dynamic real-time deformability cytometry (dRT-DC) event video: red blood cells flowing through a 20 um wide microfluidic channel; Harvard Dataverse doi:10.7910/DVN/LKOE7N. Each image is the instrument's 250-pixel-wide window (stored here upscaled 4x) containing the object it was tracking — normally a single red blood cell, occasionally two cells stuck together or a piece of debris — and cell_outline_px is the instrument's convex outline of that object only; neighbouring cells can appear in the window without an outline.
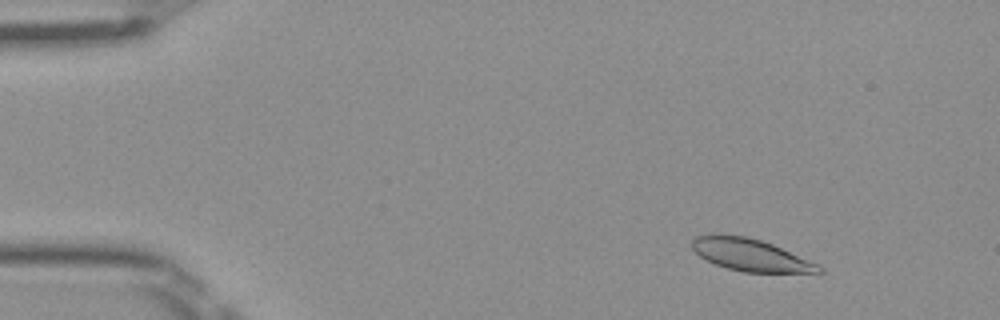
{"species": "Egyptian fruit bat (a non-hibernating species)", "species_latin": "Rousettus aegyptiacus", "temperature_condition": "room temperature", "stored_images_in_passage": 52, "camera_frame_rate_fps": 3000, "um_per_image_px": 0.085, "frame": {"image": 1, "passage_image": 7, "time_ms": 2.0, "image_size_px": [1000, 320], "cell_outline_px": [[824, 272], [744, 272], [728, 268], [716, 264], [700, 256], [692, 248], [692, 240], [696, 236], [712, 232], [716, 232], [748, 236], [772, 244], [820, 264], [824, 268]], "centroid_in_image_um": [63.77, 21.63], "position_along_channel_um": 21.2, "area_um2": 23.99}}
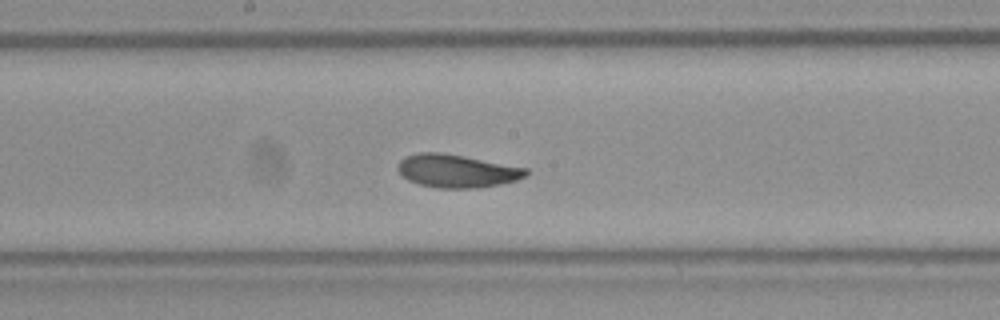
{"frame": {"image": 2, "passage_image": 28, "time_ms": 9.0, "image_size_px": [1000, 320], "cell_outline_px": [[528, 172], [524, 176], [516, 180], [500, 184], [476, 188], [436, 188], [420, 184], [408, 180], [396, 168], [396, 164], [404, 156], [420, 152], [440, 152], [464, 156], [528, 168]], "centroid_in_image_um": [38.79, 14.52], "position_along_channel_um": 209.4, "area_um2": 24.68}}
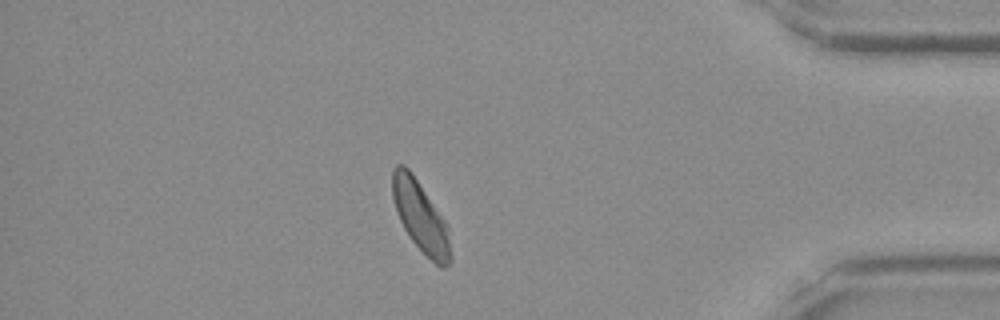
{"frame": {"image": 3, "passage_image": 45, "time_ms": 14.667, "image_size_px": [1000, 320], "cell_outline_px": [[452, 260], [444, 268], [440, 268], [412, 240], [404, 228], [396, 212], [392, 196], [392, 168], [396, 164], [404, 164], [412, 172], [444, 220], [448, 228], [452, 256]], "centroid_in_image_um": [35.74, 18.4], "position_along_channel_um": 399.5, "area_um2": 23.76}, "authors_computed_cell_mechanics": {"area_um2": 24.7384, "velocity_mm_per_s": 3.9891, "shape_relaxation_time_tau1_ms": 3.367, "shape_relaxation_time_tau2_ms": 1.5875, "deformation_change_tau1": 0.1078, "deformation_change_tau2": 0.0756}}